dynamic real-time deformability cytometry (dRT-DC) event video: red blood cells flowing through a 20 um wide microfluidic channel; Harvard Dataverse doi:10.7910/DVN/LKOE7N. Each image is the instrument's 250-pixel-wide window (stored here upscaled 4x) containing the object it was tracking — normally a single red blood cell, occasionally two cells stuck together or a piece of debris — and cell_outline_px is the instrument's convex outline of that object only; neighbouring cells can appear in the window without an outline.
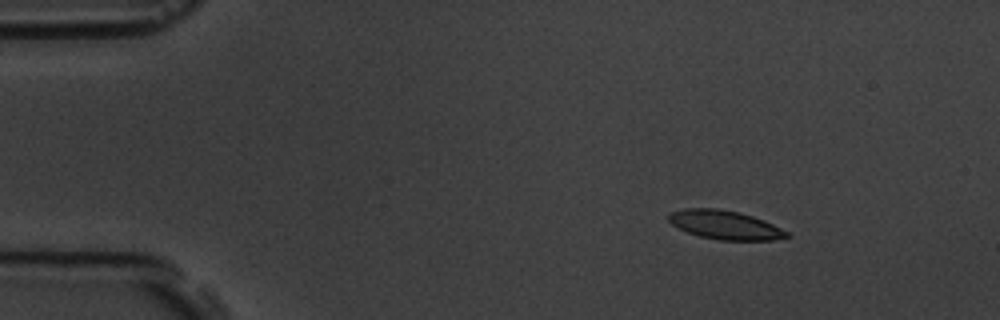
{"species": "common noctule bat (a hibernating species)", "species_latin": "Nyctalus noctula", "temperature_condition": "room temperature", "stored_images_in_passage": 5, "camera_frame_rate_fps": 3000, "um_per_image_px": 0.085, "animal": {"sex": "male", "body_mass_g": 19.5, "forearm_length_mm": 54.6}, "frame": {"image": 1, "passage_image": 1, "time_ms": 0.0, "image_size_px": [1000, 320], "cell_outline_px": [[792, 236], [772, 240], [720, 240], [700, 236], [688, 232], [672, 224], [668, 220], [668, 212], [684, 208], [720, 208], [740, 212], [764, 220], [788, 232]], "centroid_in_image_um": [61.61, 19.1], "position_along_channel_um": 23.4, "area_um2": 19.88}}
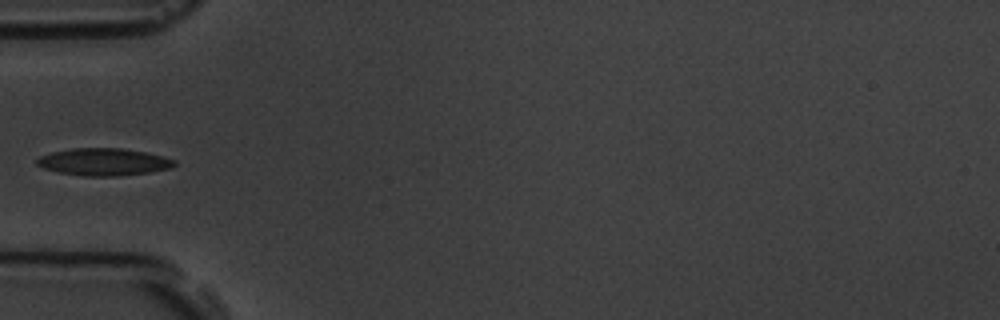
{"frame": {"image": 2, "passage_image": 4, "time_ms": 3.667, "image_size_px": [1000, 320], "cell_outline_px": [[176, 164], [172, 168], [148, 172], [116, 176], [84, 176], [60, 172], [44, 168], [36, 164], [36, 160], [40, 156], [52, 152], [72, 148], [124, 148], [164, 156], [176, 160]], "centroid_in_image_um": [8.84, 13.75], "position_along_channel_um": 76.2, "area_um2": 21.79}}
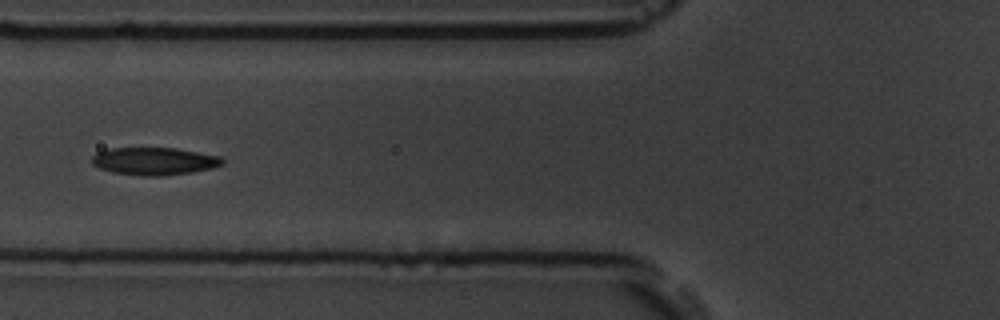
{"frame": {"image": 3, "passage_image": 5, "time_ms": 4.667, "image_size_px": [1000, 320], "cell_outline_px": [[224, 164], [212, 168], [192, 172], [160, 176], [144, 176], [112, 172], [100, 168], [92, 164], [92, 156], [100, 152], [112, 148], [176, 148], [220, 156], [224, 160]], "centroid_in_image_um": [13.14, 13.7], "position_along_channel_um": 112.7, "area_um2": 20.87}}